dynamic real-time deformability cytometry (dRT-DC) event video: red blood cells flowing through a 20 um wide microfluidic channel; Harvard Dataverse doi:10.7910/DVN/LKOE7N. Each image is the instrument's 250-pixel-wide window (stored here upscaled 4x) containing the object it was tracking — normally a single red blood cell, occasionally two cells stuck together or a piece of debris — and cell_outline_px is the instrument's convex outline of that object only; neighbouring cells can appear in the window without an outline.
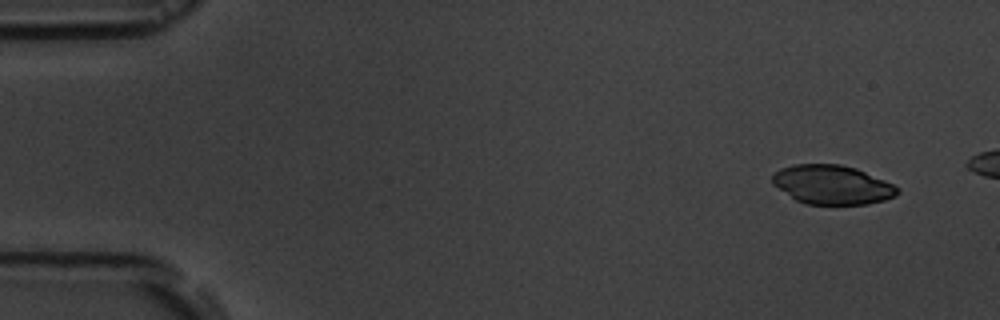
{"species": "common noctule bat (a hibernating species)", "species_latin": "Nyctalus noctula", "temperature_condition": "room temperature", "stored_images_in_passage": 4, "camera_frame_rate_fps": 3000, "um_per_image_px": 0.085, "animal": {"sex": "male", "body_mass_g": 19.5, "forearm_length_mm": 54.6}, "frame": {"image": 1, "passage_image": 1, "time_ms": 0.0, "image_size_px": [1000, 320], "cell_outline_px": [[900, 192], [896, 196], [884, 200], [868, 204], [804, 204], [796, 200], [772, 184], [772, 176], [780, 168], [792, 164], [840, 164], [856, 168], [884, 180], [900, 188]], "centroid_in_image_um": [70.73, 15.7], "position_along_channel_um": 14.3, "area_um2": 28.55}}